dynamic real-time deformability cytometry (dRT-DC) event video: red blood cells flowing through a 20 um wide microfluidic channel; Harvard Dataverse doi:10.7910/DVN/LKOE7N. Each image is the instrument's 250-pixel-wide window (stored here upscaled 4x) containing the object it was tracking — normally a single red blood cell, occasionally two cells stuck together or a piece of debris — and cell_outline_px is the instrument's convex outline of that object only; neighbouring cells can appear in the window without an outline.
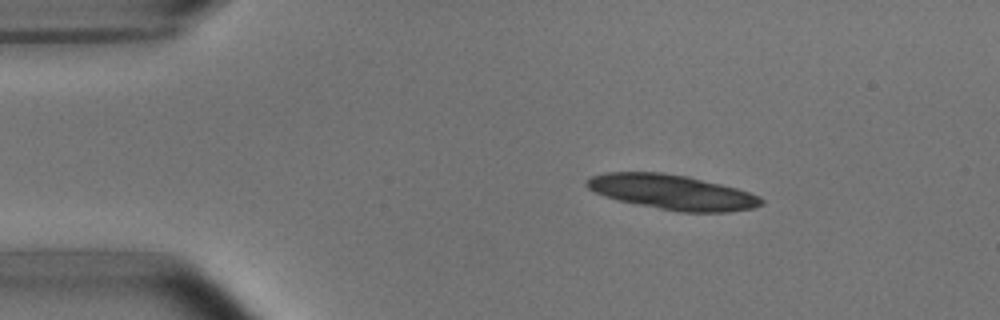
{"species": "common noctule bat (a hibernating species)", "species_latin": "Nyctalus noctula", "temperature_condition": "room temperature", "stored_images_in_passage": 47, "segment_of_instrument_passage": [1, 2], "camera_frame_rate_fps": 3000, "um_per_image_px": 0.085, "animal": {"sex": "male", "body_mass_g": 15.6}, "frame": {"image": 1, "passage_image": 4, "time_ms": 1.0, "image_size_px": [1000, 320], "cell_outline_px": [[764, 204], [752, 208], [728, 212], [680, 212], [620, 200], [604, 196], [588, 188], [584, 184], [592, 176], [608, 172], [664, 172], [688, 176], [736, 188], [760, 196], [764, 200]], "centroid_in_image_um": [57.17, 16.32], "position_along_channel_um": 27.8, "area_um2": 35.14}}